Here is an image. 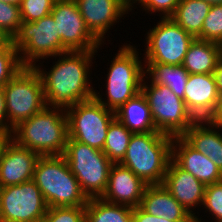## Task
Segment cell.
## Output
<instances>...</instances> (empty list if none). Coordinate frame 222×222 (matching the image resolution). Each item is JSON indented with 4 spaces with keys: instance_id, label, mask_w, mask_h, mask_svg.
<instances>
[{
    "instance_id": "cell-1",
    "label": "cell",
    "mask_w": 222,
    "mask_h": 222,
    "mask_svg": "<svg viewBox=\"0 0 222 222\" xmlns=\"http://www.w3.org/2000/svg\"><path fill=\"white\" fill-rule=\"evenodd\" d=\"M97 50L68 51L54 58L50 70L40 68L36 64L34 68L39 73L43 82L44 98L47 107L62 108L65 111L76 103L92 99L94 88L90 81V68L93 66V58Z\"/></svg>"
},
{
    "instance_id": "cell-2",
    "label": "cell",
    "mask_w": 222,
    "mask_h": 222,
    "mask_svg": "<svg viewBox=\"0 0 222 222\" xmlns=\"http://www.w3.org/2000/svg\"><path fill=\"white\" fill-rule=\"evenodd\" d=\"M12 139L40 156L63 155L68 139V118L62 108L45 107L12 130Z\"/></svg>"
},
{
    "instance_id": "cell-3",
    "label": "cell",
    "mask_w": 222,
    "mask_h": 222,
    "mask_svg": "<svg viewBox=\"0 0 222 222\" xmlns=\"http://www.w3.org/2000/svg\"><path fill=\"white\" fill-rule=\"evenodd\" d=\"M173 137L162 132L133 133L123 160L147 185H160L172 158Z\"/></svg>"
},
{
    "instance_id": "cell-4",
    "label": "cell",
    "mask_w": 222,
    "mask_h": 222,
    "mask_svg": "<svg viewBox=\"0 0 222 222\" xmlns=\"http://www.w3.org/2000/svg\"><path fill=\"white\" fill-rule=\"evenodd\" d=\"M48 207L86 206L88 198L63 155L40 156L32 179Z\"/></svg>"
},
{
    "instance_id": "cell-5",
    "label": "cell",
    "mask_w": 222,
    "mask_h": 222,
    "mask_svg": "<svg viewBox=\"0 0 222 222\" xmlns=\"http://www.w3.org/2000/svg\"><path fill=\"white\" fill-rule=\"evenodd\" d=\"M117 52L111 60L109 72L106 75L105 95L107 99L103 100V96L97 90L93 96L102 105L114 112L141 92L143 79L144 77L148 78L145 76V70H143L145 64L141 62L135 46L130 45V43L121 45Z\"/></svg>"
},
{
    "instance_id": "cell-6",
    "label": "cell",
    "mask_w": 222,
    "mask_h": 222,
    "mask_svg": "<svg viewBox=\"0 0 222 222\" xmlns=\"http://www.w3.org/2000/svg\"><path fill=\"white\" fill-rule=\"evenodd\" d=\"M63 156L87 198H100L113 165L103 151L68 138Z\"/></svg>"
},
{
    "instance_id": "cell-7",
    "label": "cell",
    "mask_w": 222,
    "mask_h": 222,
    "mask_svg": "<svg viewBox=\"0 0 222 222\" xmlns=\"http://www.w3.org/2000/svg\"><path fill=\"white\" fill-rule=\"evenodd\" d=\"M7 131L41 112L47 105L43 82L34 67H24L4 87Z\"/></svg>"
},
{
    "instance_id": "cell-8",
    "label": "cell",
    "mask_w": 222,
    "mask_h": 222,
    "mask_svg": "<svg viewBox=\"0 0 222 222\" xmlns=\"http://www.w3.org/2000/svg\"><path fill=\"white\" fill-rule=\"evenodd\" d=\"M12 43L24 67H34L36 62L41 61L39 59L53 58L68 52L62 46L51 14L33 22H22Z\"/></svg>"
},
{
    "instance_id": "cell-9",
    "label": "cell",
    "mask_w": 222,
    "mask_h": 222,
    "mask_svg": "<svg viewBox=\"0 0 222 222\" xmlns=\"http://www.w3.org/2000/svg\"><path fill=\"white\" fill-rule=\"evenodd\" d=\"M145 80L141 92L147 100L156 130L172 137L182 136L196 121L184 100L168 86L151 82L149 85Z\"/></svg>"
},
{
    "instance_id": "cell-10",
    "label": "cell",
    "mask_w": 222,
    "mask_h": 222,
    "mask_svg": "<svg viewBox=\"0 0 222 222\" xmlns=\"http://www.w3.org/2000/svg\"><path fill=\"white\" fill-rule=\"evenodd\" d=\"M66 114L68 138L102 151L115 112L93 97L68 108Z\"/></svg>"
},
{
    "instance_id": "cell-11",
    "label": "cell",
    "mask_w": 222,
    "mask_h": 222,
    "mask_svg": "<svg viewBox=\"0 0 222 222\" xmlns=\"http://www.w3.org/2000/svg\"><path fill=\"white\" fill-rule=\"evenodd\" d=\"M146 34L144 63L181 65L195 39L171 18H161Z\"/></svg>"
},
{
    "instance_id": "cell-12",
    "label": "cell",
    "mask_w": 222,
    "mask_h": 222,
    "mask_svg": "<svg viewBox=\"0 0 222 222\" xmlns=\"http://www.w3.org/2000/svg\"><path fill=\"white\" fill-rule=\"evenodd\" d=\"M47 209L33 180L0 189V222H41Z\"/></svg>"
},
{
    "instance_id": "cell-13",
    "label": "cell",
    "mask_w": 222,
    "mask_h": 222,
    "mask_svg": "<svg viewBox=\"0 0 222 222\" xmlns=\"http://www.w3.org/2000/svg\"><path fill=\"white\" fill-rule=\"evenodd\" d=\"M50 14L67 51L99 50L102 47L86 27L75 0H55Z\"/></svg>"
},
{
    "instance_id": "cell-14",
    "label": "cell",
    "mask_w": 222,
    "mask_h": 222,
    "mask_svg": "<svg viewBox=\"0 0 222 222\" xmlns=\"http://www.w3.org/2000/svg\"><path fill=\"white\" fill-rule=\"evenodd\" d=\"M85 25L103 45L105 34L131 11L126 0H75Z\"/></svg>"
},
{
    "instance_id": "cell-15",
    "label": "cell",
    "mask_w": 222,
    "mask_h": 222,
    "mask_svg": "<svg viewBox=\"0 0 222 222\" xmlns=\"http://www.w3.org/2000/svg\"><path fill=\"white\" fill-rule=\"evenodd\" d=\"M162 184L194 216V222H202L193 210L202 206L206 188L204 183L191 173L184 171L171 159Z\"/></svg>"
},
{
    "instance_id": "cell-16",
    "label": "cell",
    "mask_w": 222,
    "mask_h": 222,
    "mask_svg": "<svg viewBox=\"0 0 222 222\" xmlns=\"http://www.w3.org/2000/svg\"><path fill=\"white\" fill-rule=\"evenodd\" d=\"M39 157L38 153L18 145L11 139L0 158V187L32 180Z\"/></svg>"
},
{
    "instance_id": "cell-17",
    "label": "cell",
    "mask_w": 222,
    "mask_h": 222,
    "mask_svg": "<svg viewBox=\"0 0 222 222\" xmlns=\"http://www.w3.org/2000/svg\"><path fill=\"white\" fill-rule=\"evenodd\" d=\"M219 98L214 74H189L183 100L196 120H208Z\"/></svg>"
},
{
    "instance_id": "cell-18",
    "label": "cell",
    "mask_w": 222,
    "mask_h": 222,
    "mask_svg": "<svg viewBox=\"0 0 222 222\" xmlns=\"http://www.w3.org/2000/svg\"><path fill=\"white\" fill-rule=\"evenodd\" d=\"M147 184L130 169L113 164L105 192L100 197L106 202L135 208L140 206Z\"/></svg>"
},
{
    "instance_id": "cell-19",
    "label": "cell",
    "mask_w": 222,
    "mask_h": 222,
    "mask_svg": "<svg viewBox=\"0 0 222 222\" xmlns=\"http://www.w3.org/2000/svg\"><path fill=\"white\" fill-rule=\"evenodd\" d=\"M171 159L205 185L222 181V171L216 164L191 147L181 136L173 137Z\"/></svg>"
},
{
    "instance_id": "cell-20",
    "label": "cell",
    "mask_w": 222,
    "mask_h": 222,
    "mask_svg": "<svg viewBox=\"0 0 222 222\" xmlns=\"http://www.w3.org/2000/svg\"><path fill=\"white\" fill-rule=\"evenodd\" d=\"M140 207L147 213L173 222H194V216L184 208L163 184L147 185Z\"/></svg>"
},
{
    "instance_id": "cell-21",
    "label": "cell",
    "mask_w": 222,
    "mask_h": 222,
    "mask_svg": "<svg viewBox=\"0 0 222 222\" xmlns=\"http://www.w3.org/2000/svg\"><path fill=\"white\" fill-rule=\"evenodd\" d=\"M220 132V127L213 125L209 120H196L181 137L195 150L208 156L222 171Z\"/></svg>"
},
{
    "instance_id": "cell-22",
    "label": "cell",
    "mask_w": 222,
    "mask_h": 222,
    "mask_svg": "<svg viewBox=\"0 0 222 222\" xmlns=\"http://www.w3.org/2000/svg\"><path fill=\"white\" fill-rule=\"evenodd\" d=\"M115 118L132 133L159 132L142 92L129 99L115 111Z\"/></svg>"
},
{
    "instance_id": "cell-23",
    "label": "cell",
    "mask_w": 222,
    "mask_h": 222,
    "mask_svg": "<svg viewBox=\"0 0 222 222\" xmlns=\"http://www.w3.org/2000/svg\"><path fill=\"white\" fill-rule=\"evenodd\" d=\"M221 56L222 45L195 38L189 45L182 66L189 74H214Z\"/></svg>"
},
{
    "instance_id": "cell-24",
    "label": "cell",
    "mask_w": 222,
    "mask_h": 222,
    "mask_svg": "<svg viewBox=\"0 0 222 222\" xmlns=\"http://www.w3.org/2000/svg\"><path fill=\"white\" fill-rule=\"evenodd\" d=\"M145 76L153 84H162L181 99H184L185 87L189 78L188 71L181 65H168L161 63H144Z\"/></svg>"
},
{
    "instance_id": "cell-25",
    "label": "cell",
    "mask_w": 222,
    "mask_h": 222,
    "mask_svg": "<svg viewBox=\"0 0 222 222\" xmlns=\"http://www.w3.org/2000/svg\"><path fill=\"white\" fill-rule=\"evenodd\" d=\"M211 4L204 0H180L175 12L170 17L194 38L201 34V29Z\"/></svg>"
},
{
    "instance_id": "cell-26",
    "label": "cell",
    "mask_w": 222,
    "mask_h": 222,
    "mask_svg": "<svg viewBox=\"0 0 222 222\" xmlns=\"http://www.w3.org/2000/svg\"><path fill=\"white\" fill-rule=\"evenodd\" d=\"M132 209L101 198H89L85 206V222H133Z\"/></svg>"
},
{
    "instance_id": "cell-27",
    "label": "cell",
    "mask_w": 222,
    "mask_h": 222,
    "mask_svg": "<svg viewBox=\"0 0 222 222\" xmlns=\"http://www.w3.org/2000/svg\"><path fill=\"white\" fill-rule=\"evenodd\" d=\"M132 134L116 118L110 123L102 151L113 164L123 160Z\"/></svg>"
},
{
    "instance_id": "cell-28",
    "label": "cell",
    "mask_w": 222,
    "mask_h": 222,
    "mask_svg": "<svg viewBox=\"0 0 222 222\" xmlns=\"http://www.w3.org/2000/svg\"><path fill=\"white\" fill-rule=\"evenodd\" d=\"M24 68L11 39L0 42V87H4Z\"/></svg>"
},
{
    "instance_id": "cell-29",
    "label": "cell",
    "mask_w": 222,
    "mask_h": 222,
    "mask_svg": "<svg viewBox=\"0 0 222 222\" xmlns=\"http://www.w3.org/2000/svg\"><path fill=\"white\" fill-rule=\"evenodd\" d=\"M222 45V4H213L204 19L201 34L196 38Z\"/></svg>"
},
{
    "instance_id": "cell-30",
    "label": "cell",
    "mask_w": 222,
    "mask_h": 222,
    "mask_svg": "<svg viewBox=\"0 0 222 222\" xmlns=\"http://www.w3.org/2000/svg\"><path fill=\"white\" fill-rule=\"evenodd\" d=\"M21 24L20 7L0 1V33L12 40Z\"/></svg>"
},
{
    "instance_id": "cell-31",
    "label": "cell",
    "mask_w": 222,
    "mask_h": 222,
    "mask_svg": "<svg viewBox=\"0 0 222 222\" xmlns=\"http://www.w3.org/2000/svg\"><path fill=\"white\" fill-rule=\"evenodd\" d=\"M41 222H85V206L48 207Z\"/></svg>"
},
{
    "instance_id": "cell-32",
    "label": "cell",
    "mask_w": 222,
    "mask_h": 222,
    "mask_svg": "<svg viewBox=\"0 0 222 222\" xmlns=\"http://www.w3.org/2000/svg\"><path fill=\"white\" fill-rule=\"evenodd\" d=\"M55 0H22L20 7L22 22H33L49 15Z\"/></svg>"
},
{
    "instance_id": "cell-33",
    "label": "cell",
    "mask_w": 222,
    "mask_h": 222,
    "mask_svg": "<svg viewBox=\"0 0 222 222\" xmlns=\"http://www.w3.org/2000/svg\"><path fill=\"white\" fill-rule=\"evenodd\" d=\"M202 205L215 222H222V181L206 185Z\"/></svg>"
},
{
    "instance_id": "cell-34",
    "label": "cell",
    "mask_w": 222,
    "mask_h": 222,
    "mask_svg": "<svg viewBox=\"0 0 222 222\" xmlns=\"http://www.w3.org/2000/svg\"><path fill=\"white\" fill-rule=\"evenodd\" d=\"M179 1L180 0H137L135 5L141 4L142 9L147 11L146 13L152 14L160 12V18H170L175 12Z\"/></svg>"
},
{
    "instance_id": "cell-35",
    "label": "cell",
    "mask_w": 222,
    "mask_h": 222,
    "mask_svg": "<svg viewBox=\"0 0 222 222\" xmlns=\"http://www.w3.org/2000/svg\"><path fill=\"white\" fill-rule=\"evenodd\" d=\"M133 222H173L167 218L153 216L145 212L140 206L132 209Z\"/></svg>"
},
{
    "instance_id": "cell-36",
    "label": "cell",
    "mask_w": 222,
    "mask_h": 222,
    "mask_svg": "<svg viewBox=\"0 0 222 222\" xmlns=\"http://www.w3.org/2000/svg\"><path fill=\"white\" fill-rule=\"evenodd\" d=\"M0 130L7 131L6 100L3 87H0Z\"/></svg>"
},
{
    "instance_id": "cell-37",
    "label": "cell",
    "mask_w": 222,
    "mask_h": 222,
    "mask_svg": "<svg viewBox=\"0 0 222 222\" xmlns=\"http://www.w3.org/2000/svg\"><path fill=\"white\" fill-rule=\"evenodd\" d=\"M213 125L222 129V96L218 100V104L213 115L208 119Z\"/></svg>"
},
{
    "instance_id": "cell-38",
    "label": "cell",
    "mask_w": 222,
    "mask_h": 222,
    "mask_svg": "<svg viewBox=\"0 0 222 222\" xmlns=\"http://www.w3.org/2000/svg\"><path fill=\"white\" fill-rule=\"evenodd\" d=\"M214 76L216 79L219 96H222V56L220 57V59L216 64V68L214 70Z\"/></svg>"
},
{
    "instance_id": "cell-39",
    "label": "cell",
    "mask_w": 222,
    "mask_h": 222,
    "mask_svg": "<svg viewBox=\"0 0 222 222\" xmlns=\"http://www.w3.org/2000/svg\"><path fill=\"white\" fill-rule=\"evenodd\" d=\"M12 139V132L0 130V158L4 152L6 145Z\"/></svg>"
},
{
    "instance_id": "cell-40",
    "label": "cell",
    "mask_w": 222,
    "mask_h": 222,
    "mask_svg": "<svg viewBox=\"0 0 222 222\" xmlns=\"http://www.w3.org/2000/svg\"><path fill=\"white\" fill-rule=\"evenodd\" d=\"M0 1L8 3V4L15 5V6H20L21 3H22V0H0Z\"/></svg>"
},
{
    "instance_id": "cell-41",
    "label": "cell",
    "mask_w": 222,
    "mask_h": 222,
    "mask_svg": "<svg viewBox=\"0 0 222 222\" xmlns=\"http://www.w3.org/2000/svg\"><path fill=\"white\" fill-rule=\"evenodd\" d=\"M209 2L211 5L213 4H222V0H204Z\"/></svg>"
},
{
    "instance_id": "cell-42",
    "label": "cell",
    "mask_w": 222,
    "mask_h": 222,
    "mask_svg": "<svg viewBox=\"0 0 222 222\" xmlns=\"http://www.w3.org/2000/svg\"><path fill=\"white\" fill-rule=\"evenodd\" d=\"M126 1L128 2L129 6L131 7V11H132L133 6L137 0H126Z\"/></svg>"
},
{
    "instance_id": "cell-43",
    "label": "cell",
    "mask_w": 222,
    "mask_h": 222,
    "mask_svg": "<svg viewBox=\"0 0 222 222\" xmlns=\"http://www.w3.org/2000/svg\"><path fill=\"white\" fill-rule=\"evenodd\" d=\"M6 38L0 33V42L5 40Z\"/></svg>"
}]
</instances>
